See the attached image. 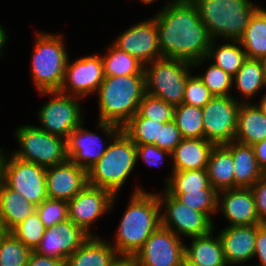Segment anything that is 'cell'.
I'll return each mask as SVG.
<instances>
[{
    "mask_svg": "<svg viewBox=\"0 0 266 266\" xmlns=\"http://www.w3.org/2000/svg\"><path fill=\"white\" fill-rule=\"evenodd\" d=\"M45 230L46 228L43 225L39 214L34 212L23 222L14 227L10 233H12L27 248L35 251L43 238Z\"/></svg>",
    "mask_w": 266,
    "mask_h": 266,
    "instance_id": "cell-38",
    "label": "cell"
},
{
    "mask_svg": "<svg viewBox=\"0 0 266 266\" xmlns=\"http://www.w3.org/2000/svg\"><path fill=\"white\" fill-rule=\"evenodd\" d=\"M173 120L182 138H204L202 108L184 103L176 105Z\"/></svg>",
    "mask_w": 266,
    "mask_h": 266,
    "instance_id": "cell-34",
    "label": "cell"
},
{
    "mask_svg": "<svg viewBox=\"0 0 266 266\" xmlns=\"http://www.w3.org/2000/svg\"><path fill=\"white\" fill-rule=\"evenodd\" d=\"M83 125L76 127L66 139L67 157L77 166L88 170L104 155L109 143L93 131L83 128Z\"/></svg>",
    "mask_w": 266,
    "mask_h": 266,
    "instance_id": "cell-20",
    "label": "cell"
},
{
    "mask_svg": "<svg viewBox=\"0 0 266 266\" xmlns=\"http://www.w3.org/2000/svg\"><path fill=\"white\" fill-rule=\"evenodd\" d=\"M251 190L255 198L259 221L266 223V174L254 183Z\"/></svg>",
    "mask_w": 266,
    "mask_h": 266,
    "instance_id": "cell-45",
    "label": "cell"
},
{
    "mask_svg": "<svg viewBox=\"0 0 266 266\" xmlns=\"http://www.w3.org/2000/svg\"><path fill=\"white\" fill-rule=\"evenodd\" d=\"M3 183L35 206L48 198L46 168L35 163L6 156Z\"/></svg>",
    "mask_w": 266,
    "mask_h": 266,
    "instance_id": "cell-12",
    "label": "cell"
},
{
    "mask_svg": "<svg viewBox=\"0 0 266 266\" xmlns=\"http://www.w3.org/2000/svg\"><path fill=\"white\" fill-rule=\"evenodd\" d=\"M31 252L10 232L0 238V266H27Z\"/></svg>",
    "mask_w": 266,
    "mask_h": 266,
    "instance_id": "cell-36",
    "label": "cell"
},
{
    "mask_svg": "<svg viewBox=\"0 0 266 266\" xmlns=\"http://www.w3.org/2000/svg\"><path fill=\"white\" fill-rule=\"evenodd\" d=\"M98 129L110 141L106 152L87 170L88 185L109 190L113 195L118 192L136 167V144L113 123L99 121ZM110 139V140H109Z\"/></svg>",
    "mask_w": 266,
    "mask_h": 266,
    "instance_id": "cell-2",
    "label": "cell"
},
{
    "mask_svg": "<svg viewBox=\"0 0 266 266\" xmlns=\"http://www.w3.org/2000/svg\"><path fill=\"white\" fill-rule=\"evenodd\" d=\"M213 97L197 74L188 77L182 103L203 108Z\"/></svg>",
    "mask_w": 266,
    "mask_h": 266,
    "instance_id": "cell-42",
    "label": "cell"
},
{
    "mask_svg": "<svg viewBox=\"0 0 266 266\" xmlns=\"http://www.w3.org/2000/svg\"><path fill=\"white\" fill-rule=\"evenodd\" d=\"M249 59L266 58V9L259 7L251 16L246 30L238 39Z\"/></svg>",
    "mask_w": 266,
    "mask_h": 266,
    "instance_id": "cell-29",
    "label": "cell"
},
{
    "mask_svg": "<svg viewBox=\"0 0 266 266\" xmlns=\"http://www.w3.org/2000/svg\"><path fill=\"white\" fill-rule=\"evenodd\" d=\"M212 40H238L260 7L250 0H191Z\"/></svg>",
    "mask_w": 266,
    "mask_h": 266,
    "instance_id": "cell-5",
    "label": "cell"
},
{
    "mask_svg": "<svg viewBox=\"0 0 266 266\" xmlns=\"http://www.w3.org/2000/svg\"><path fill=\"white\" fill-rule=\"evenodd\" d=\"M31 59V77L38 92L59 91L69 54L62 35L38 32Z\"/></svg>",
    "mask_w": 266,
    "mask_h": 266,
    "instance_id": "cell-6",
    "label": "cell"
},
{
    "mask_svg": "<svg viewBox=\"0 0 266 266\" xmlns=\"http://www.w3.org/2000/svg\"><path fill=\"white\" fill-rule=\"evenodd\" d=\"M39 94L52 96L38 110L39 129L65 139L80 124L85 123L82 106L78 97L63 94L59 91H42Z\"/></svg>",
    "mask_w": 266,
    "mask_h": 266,
    "instance_id": "cell-9",
    "label": "cell"
},
{
    "mask_svg": "<svg viewBox=\"0 0 266 266\" xmlns=\"http://www.w3.org/2000/svg\"><path fill=\"white\" fill-rule=\"evenodd\" d=\"M104 78L101 55L96 53L71 62L68 57L59 92L78 98H86L85 96L88 97L97 92Z\"/></svg>",
    "mask_w": 266,
    "mask_h": 266,
    "instance_id": "cell-15",
    "label": "cell"
},
{
    "mask_svg": "<svg viewBox=\"0 0 266 266\" xmlns=\"http://www.w3.org/2000/svg\"><path fill=\"white\" fill-rule=\"evenodd\" d=\"M4 233H5V230H4V228H3V226H2V223H1V221H0V238H1V236H2Z\"/></svg>",
    "mask_w": 266,
    "mask_h": 266,
    "instance_id": "cell-54",
    "label": "cell"
},
{
    "mask_svg": "<svg viewBox=\"0 0 266 266\" xmlns=\"http://www.w3.org/2000/svg\"><path fill=\"white\" fill-rule=\"evenodd\" d=\"M7 153L5 154L3 148L0 147V187L3 184V177H4V164L6 160Z\"/></svg>",
    "mask_w": 266,
    "mask_h": 266,
    "instance_id": "cell-50",
    "label": "cell"
},
{
    "mask_svg": "<svg viewBox=\"0 0 266 266\" xmlns=\"http://www.w3.org/2000/svg\"><path fill=\"white\" fill-rule=\"evenodd\" d=\"M102 56L105 76L144 74V65L127 52L115 47L112 42Z\"/></svg>",
    "mask_w": 266,
    "mask_h": 266,
    "instance_id": "cell-32",
    "label": "cell"
},
{
    "mask_svg": "<svg viewBox=\"0 0 266 266\" xmlns=\"http://www.w3.org/2000/svg\"><path fill=\"white\" fill-rule=\"evenodd\" d=\"M14 134L20 147L11 154L17 159L45 168L68 160L66 139L63 137L47 133L30 124L18 126Z\"/></svg>",
    "mask_w": 266,
    "mask_h": 266,
    "instance_id": "cell-8",
    "label": "cell"
},
{
    "mask_svg": "<svg viewBox=\"0 0 266 266\" xmlns=\"http://www.w3.org/2000/svg\"><path fill=\"white\" fill-rule=\"evenodd\" d=\"M121 218L111 245L120 257L133 258L161 226L160 202L157 194L139 186L134 190Z\"/></svg>",
    "mask_w": 266,
    "mask_h": 266,
    "instance_id": "cell-3",
    "label": "cell"
},
{
    "mask_svg": "<svg viewBox=\"0 0 266 266\" xmlns=\"http://www.w3.org/2000/svg\"><path fill=\"white\" fill-rule=\"evenodd\" d=\"M121 130L136 144H154L159 141L160 123L143 118L138 112L134 114Z\"/></svg>",
    "mask_w": 266,
    "mask_h": 266,
    "instance_id": "cell-35",
    "label": "cell"
},
{
    "mask_svg": "<svg viewBox=\"0 0 266 266\" xmlns=\"http://www.w3.org/2000/svg\"><path fill=\"white\" fill-rule=\"evenodd\" d=\"M113 266H137L133 258L120 257Z\"/></svg>",
    "mask_w": 266,
    "mask_h": 266,
    "instance_id": "cell-49",
    "label": "cell"
},
{
    "mask_svg": "<svg viewBox=\"0 0 266 266\" xmlns=\"http://www.w3.org/2000/svg\"><path fill=\"white\" fill-rule=\"evenodd\" d=\"M216 43L217 41L212 40L206 60L212 59L215 66L222 68L234 77L247 59L243 47L238 40H228L227 43L222 44L217 43L218 47Z\"/></svg>",
    "mask_w": 266,
    "mask_h": 266,
    "instance_id": "cell-31",
    "label": "cell"
},
{
    "mask_svg": "<svg viewBox=\"0 0 266 266\" xmlns=\"http://www.w3.org/2000/svg\"><path fill=\"white\" fill-rule=\"evenodd\" d=\"M263 68H264V80H265V86H266V58L262 60Z\"/></svg>",
    "mask_w": 266,
    "mask_h": 266,
    "instance_id": "cell-53",
    "label": "cell"
},
{
    "mask_svg": "<svg viewBox=\"0 0 266 266\" xmlns=\"http://www.w3.org/2000/svg\"><path fill=\"white\" fill-rule=\"evenodd\" d=\"M256 160L266 174V138L252 145Z\"/></svg>",
    "mask_w": 266,
    "mask_h": 266,
    "instance_id": "cell-48",
    "label": "cell"
},
{
    "mask_svg": "<svg viewBox=\"0 0 266 266\" xmlns=\"http://www.w3.org/2000/svg\"><path fill=\"white\" fill-rule=\"evenodd\" d=\"M112 42L115 47L135 57L144 66L162 58L158 30L153 16L131 25Z\"/></svg>",
    "mask_w": 266,
    "mask_h": 266,
    "instance_id": "cell-16",
    "label": "cell"
},
{
    "mask_svg": "<svg viewBox=\"0 0 266 266\" xmlns=\"http://www.w3.org/2000/svg\"><path fill=\"white\" fill-rule=\"evenodd\" d=\"M259 103V104H258ZM260 110L266 115V93L263 94L262 98L256 104Z\"/></svg>",
    "mask_w": 266,
    "mask_h": 266,
    "instance_id": "cell-52",
    "label": "cell"
},
{
    "mask_svg": "<svg viewBox=\"0 0 266 266\" xmlns=\"http://www.w3.org/2000/svg\"><path fill=\"white\" fill-rule=\"evenodd\" d=\"M240 104L233 95L214 96L202 108L204 138L214 145L234 141Z\"/></svg>",
    "mask_w": 266,
    "mask_h": 266,
    "instance_id": "cell-11",
    "label": "cell"
},
{
    "mask_svg": "<svg viewBox=\"0 0 266 266\" xmlns=\"http://www.w3.org/2000/svg\"><path fill=\"white\" fill-rule=\"evenodd\" d=\"M213 96H231L233 77L213 63L207 67L205 73L197 75Z\"/></svg>",
    "mask_w": 266,
    "mask_h": 266,
    "instance_id": "cell-40",
    "label": "cell"
},
{
    "mask_svg": "<svg viewBox=\"0 0 266 266\" xmlns=\"http://www.w3.org/2000/svg\"><path fill=\"white\" fill-rule=\"evenodd\" d=\"M36 212V206L8 188L4 183L0 187V221L5 232L23 222Z\"/></svg>",
    "mask_w": 266,
    "mask_h": 266,
    "instance_id": "cell-27",
    "label": "cell"
},
{
    "mask_svg": "<svg viewBox=\"0 0 266 266\" xmlns=\"http://www.w3.org/2000/svg\"><path fill=\"white\" fill-rule=\"evenodd\" d=\"M233 157L225 145H215L210 153L207 173L210 184L217 191L234 188Z\"/></svg>",
    "mask_w": 266,
    "mask_h": 266,
    "instance_id": "cell-28",
    "label": "cell"
},
{
    "mask_svg": "<svg viewBox=\"0 0 266 266\" xmlns=\"http://www.w3.org/2000/svg\"><path fill=\"white\" fill-rule=\"evenodd\" d=\"M117 195L109 190L87 185L68 201V219L81 227L88 235L95 236L93 224L105 213L112 211Z\"/></svg>",
    "mask_w": 266,
    "mask_h": 266,
    "instance_id": "cell-14",
    "label": "cell"
},
{
    "mask_svg": "<svg viewBox=\"0 0 266 266\" xmlns=\"http://www.w3.org/2000/svg\"><path fill=\"white\" fill-rule=\"evenodd\" d=\"M7 41H8L7 32L2 27V25H0V57L2 55L3 48L6 45Z\"/></svg>",
    "mask_w": 266,
    "mask_h": 266,
    "instance_id": "cell-51",
    "label": "cell"
},
{
    "mask_svg": "<svg viewBox=\"0 0 266 266\" xmlns=\"http://www.w3.org/2000/svg\"><path fill=\"white\" fill-rule=\"evenodd\" d=\"M234 88L243 96L241 103H251L254 95L265 88L264 68L262 60L247 58L240 70L233 77ZM245 97V98H244ZM243 99V100H242Z\"/></svg>",
    "mask_w": 266,
    "mask_h": 266,
    "instance_id": "cell-30",
    "label": "cell"
},
{
    "mask_svg": "<svg viewBox=\"0 0 266 266\" xmlns=\"http://www.w3.org/2000/svg\"><path fill=\"white\" fill-rule=\"evenodd\" d=\"M145 93V74L105 76L96 92L98 122L122 127L138 112L139 103Z\"/></svg>",
    "mask_w": 266,
    "mask_h": 266,
    "instance_id": "cell-4",
    "label": "cell"
},
{
    "mask_svg": "<svg viewBox=\"0 0 266 266\" xmlns=\"http://www.w3.org/2000/svg\"><path fill=\"white\" fill-rule=\"evenodd\" d=\"M215 145L205 138H182L171 153L173 171L207 169Z\"/></svg>",
    "mask_w": 266,
    "mask_h": 266,
    "instance_id": "cell-24",
    "label": "cell"
},
{
    "mask_svg": "<svg viewBox=\"0 0 266 266\" xmlns=\"http://www.w3.org/2000/svg\"><path fill=\"white\" fill-rule=\"evenodd\" d=\"M98 235L90 236L67 257L65 266H113L120 258L111 242Z\"/></svg>",
    "mask_w": 266,
    "mask_h": 266,
    "instance_id": "cell-23",
    "label": "cell"
},
{
    "mask_svg": "<svg viewBox=\"0 0 266 266\" xmlns=\"http://www.w3.org/2000/svg\"><path fill=\"white\" fill-rule=\"evenodd\" d=\"M175 196L183 205L204 213L212 222V216L217 213V195L215 189L188 191L185 194H170Z\"/></svg>",
    "mask_w": 266,
    "mask_h": 266,
    "instance_id": "cell-37",
    "label": "cell"
},
{
    "mask_svg": "<svg viewBox=\"0 0 266 266\" xmlns=\"http://www.w3.org/2000/svg\"><path fill=\"white\" fill-rule=\"evenodd\" d=\"M219 232L228 266H242L253 259L257 225L226 226Z\"/></svg>",
    "mask_w": 266,
    "mask_h": 266,
    "instance_id": "cell-21",
    "label": "cell"
},
{
    "mask_svg": "<svg viewBox=\"0 0 266 266\" xmlns=\"http://www.w3.org/2000/svg\"><path fill=\"white\" fill-rule=\"evenodd\" d=\"M89 237L90 235L81 227L67 219L46 228L35 252L66 262L67 257L74 253Z\"/></svg>",
    "mask_w": 266,
    "mask_h": 266,
    "instance_id": "cell-17",
    "label": "cell"
},
{
    "mask_svg": "<svg viewBox=\"0 0 266 266\" xmlns=\"http://www.w3.org/2000/svg\"><path fill=\"white\" fill-rule=\"evenodd\" d=\"M27 266H65V262L57 258L46 257L32 251Z\"/></svg>",
    "mask_w": 266,
    "mask_h": 266,
    "instance_id": "cell-47",
    "label": "cell"
},
{
    "mask_svg": "<svg viewBox=\"0 0 266 266\" xmlns=\"http://www.w3.org/2000/svg\"><path fill=\"white\" fill-rule=\"evenodd\" d=\"M153 18L163 58L185 60L193 68L207 62L212 38L191 0H169Z\"/></svg>",
    "mask_w": 266,
    "mask_h": 266,
    "instance_id": "cell-1",
    "label": "cell"
},
{
    "mask_svg": "<svg viewBox=\"0 0 266 266\" xmlns=\"http://www.w3.org/2000/svg\"><path fill=\"white\" fill-rule=\"evenodd\" d=\"M88 185L87 170L71 160L46 168L47 196L70 201Z\"/></svg>",
    "mask_w": 266,
    "mask_h": 266,
    "instance_id": "cell-18",
    "label": "cell"
},
{
    "mask_svg": "<svg viewBox=\"0 0 266 266\" xmlns=\"http://www.w3.org/2000/svg\"><path fill=\"white\" fill-rule=\"evenodd\" d=\"M157 196L160 202V210H164L160 212L161 226L171 230L178 237L204 236L215 229L214 222L204 213L183 205L165 189L162 193H157Z\"/></svg>",
    "mask_w": 266,
    "mask_h": 266,
    "instance_id": "cell-10",
    "label": "cell"
},
{
    "mask_svg": "<svg viewBox=\"0 0 266 266\" xmlns=\"http://www.w3.org/2000/svg\"><path fill=\"white\" fill-rule=\"evenodd\" d=\"M223 195V196H222ZM222 212L228 226L262 224L256 211L255 198L251 188H232L218 192L217 213Z\"/></svg>",
    "mask_w": 266,
    "mask_h": 266,
    "instance_id": "cell-19",
    "label": "cell"
},
{
    "mask_svg": "<svg viewBox=\"0 0 266 266\" xmlns=\"http://www.w3.org/2000/svg\"><path fill=\"white\" fill-rule=\"evenodd\" d=\"M171 230L158 227L133 257L137 266H184L185 243Z\"/></svg>",
    "mask_w": 266,
    "mask_h": 266,
    "instance_id": "cell-13",
    "label": "cell"
},
{
    "mask_svg": "<svg viewBox=\"0 0 266 266\" xmlns=\"http://www.w3.org/2000/svg\"><path fill=\"white\" fill-rule=\"evenodd\" d=\"M265 138L266 115L256 103H241L234 140L242 144L253 145Z\"/></svg>",
    "mask_w": 266,
    "mask_h": 266,
    "instance_id": "cell-26",
    "label": "cell"
},
{
    "mask_svg": "<svg viewBox=\"0 0 266 266\" xmlns=\"http://www.w3.org/2000/svg\"><path fill=\"white\" fill-rule=\"evenodd\" d=\"M225 146L233 157L234 188H251L265 174L256 160L252 145L234 140Z\"/></svg>",
    "mask_w": 266,
    "mask_h": 266,
    "instance_id": "cell-25",
    "label": "cell"
},
{
    "mask_svg": "<svg viewBox=\"0 0 266 266\" xmlns=\"http://www.w3.org/2000/svg\"><path fill=\"white\" fill-rule=\"evenodd\" d=\"M174 108V105L145 93L139 103L138 113L143 118L166 123L173 120Z\"/></svg>",
    "mask_w": 266,
    "mask_h": 266,
    "instance_id": "cell-39",
    "label": "cell"
},
{
    "mask_svg": "<svg viewBox=\"0 0 266 266\" xmlns=\"http://www.w3.org/2000/svg\"><path fill=\"white\" fill-rule=\"evenodd\" d=\"M192 63L173 58H159L144 66L145 91L174 106L183 102Z\"/></svg>",
    "mask_w": 266,
    "mask_h": 266,
    "instance_id": "cell-7",
    "label": "cell"
},
{
    "mask_svg": "<svg viewBox=\"0 0 266 266\" xmlns=\"http://www.w3.org/2000/svg\"><path fill=\"white\" fill-rule=\"evenodd\" d=\"M257 257L258 266H266V224H257V235L255 244V253L253 258ZM257 266V265H254Z\"/></svg>",
    "mask_w": 266,
    "mask_h": 266,
    "instance_id": "cell-46",
    "label": "cell"
},
{
    "mask_svg": "<svg viewBox=\"0 0 266 266\" xmlns=\"http://www.w3.org/2000/svg\"><path fill=\"white\" fill-rule=\"evenodd\" d=\"M36 212L45 228H49L68 219V202L47 198L36 206Z\"/></svg>",
    "mask_w": 266,
    "mask_h": 266,
    "instance_id": "cell-41",
    "label": "cell"
},
{
    "mask_svg": "<svg viewBox=\"0 0 266 266\" xmlns=\"http://www.w3.org/2000/svg\"><path fill=\"white\" fill-rule=\"evenodd\" d=\"M214 229L207 235L191 237L190 246L185 244L184 266H228L219 235Z\"/></svg>",
    "mask_w": 266,
    "mask_h": 266,
    "instance_id": "cell-22",
    "label": "cell"
},
{
    "mask_svg": "<svg viewBox=\"0 0 266 266\" xmlns=\"http://www.w3.org/2000/svg\"><path fill=\"white\" fill-rule=\"evenodd\" d=\"M154 1H156V0H142V3L143 4H152V3H154Z\"/></svg>",
    "mask_w": 266,
    "mask_h": 266,
    "instance_id": "cell-55",
    "label": "cell"
},
{
    "mask_svg": "<svg viewBox=\"0 0 266 266\" xmlns=\"http://www.w3.org/2000/svg\"><path fill=\"white\" fill-rule=\"evenodd\" d=\"M164 189L169 194H185L188 191L214 189L210 184L207 169L173 171L166 178Z\"/></svg>",
    "mask_w": 266,
    "mask_h": 266,
    "instance_id": "cell-33",
    "label": "cell"
},
{
    "mask_svg": "<svg viewBox=\"0 0 266 266\" xmlns=\"http://www.w3.org/2000/svg\"><path fill=\"white\" fill-rule=\"evenodd\" d=\"M170 157L171 153L158 148L154 144L136 145V158L142 159L148 166L154 167L164 164V157Z\"/></svg>",
    "mask_w": 266,
    "mask_h": 266,
    "instance_id": "cell-44",
    "label": "cell"
},
{
    "mask_svg": "<svg viewBox=\"0 0 266 266\" xmlns=\"http://www.w3.org/2000/svg\"><path fill=\"white\" fill-rule=\"evenodd\" d=\"M182 136L174 120L160 123L159 141L154 145L158 148L172 153L175 147L181 142Z\"/></svg>",
    "mask_w": 266,
    "mask_h": 266,
    "instance_id": "cell-43",
    "label": "cell"
}]
</instances>
